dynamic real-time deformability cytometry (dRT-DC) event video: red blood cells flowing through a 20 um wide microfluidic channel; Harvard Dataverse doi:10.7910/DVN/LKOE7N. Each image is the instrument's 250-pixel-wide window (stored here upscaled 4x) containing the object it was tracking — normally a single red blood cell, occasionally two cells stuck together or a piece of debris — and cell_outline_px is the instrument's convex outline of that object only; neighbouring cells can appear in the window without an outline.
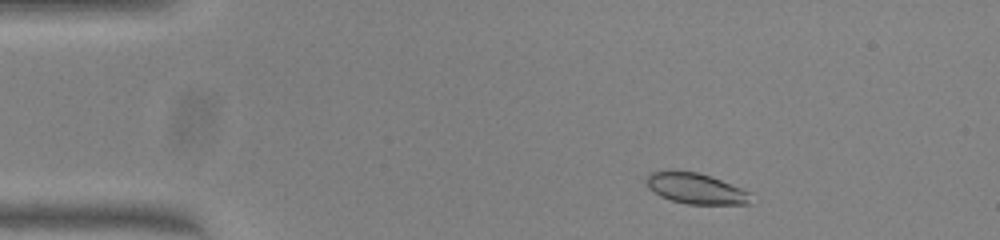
{"species": "common noctule bat (a hibernating species)", "species_latin": "Nyctalus noctula", "temperature_condition": "warm", "stored_images_in_passage": 44, "camera_frame_rate_fps": 3000, "um_per_image_px": 0.085, "animal": {"sex": "female", "body_mass_g": 23.0, "forearm_length_mm": 53.4}, "frame": {"image": 1, "passage_image": 1, "time_ms": 0.0, "image_size_px": [1000, 240], "cell_outline_px": [[748, 204], [688, 204], [672, 200], [660, 196], [648, 188], [648, 176], [652, 172], [696, 172], [720, 180], [740, 188], [748, 192]], "centroid_in_image_um": [59.12, 16.05], "position_along_channel_um": 25.9, "area_um2": 17.8}}
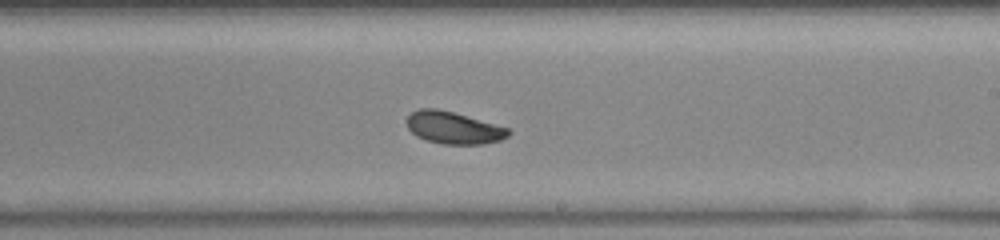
{"frame": {"image": 2, "passage_image": 23, "time_ms": 7.333, "image_size_px": [1000, 240], "cell_outline_px": [[512, 132], [508, 136], [500, 140], [484, 144], [440, 144], [424, 140], [416, 136], [408, 128], [408, 116], [412, 112], [420, 108], [436, 108], [452, 112], [508, 128]], "centroid_in_image_um": [38.54, 10.88], "position_along_channel_um": 250.5, "area_um2": 18.9}}
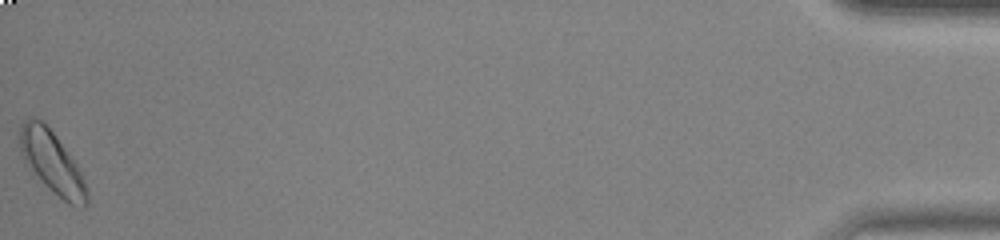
{"frame": {"image": 3, "passage_image": 44, "time_ms": 14.333, "image_size_px": [1000, 240], "cell_outline_px": [[88, 204], [84, 208], [80, 208], [68, 204], [24, 160], [20, 152], [20, 128], [24, 120], [28, 116], [44, 120], [56, 136], [76, 164], [84, 180], [88, 192]], "centroid_in_image_um": [4.45, 13.75], "position_along_channel_um": 430.8, "area_um2": 23.47}, "authors_computed_cell_mechanics": {"area_um2": 19.363, "velocity_mm_per_s": 4.0085, "shape_relaxation_time_tau1_ms": 6.3314, "shape_relaxation_time_tau2_ms": null, "deformation_change_tau1": 0.1681, "deformation_change_tau2": null}}